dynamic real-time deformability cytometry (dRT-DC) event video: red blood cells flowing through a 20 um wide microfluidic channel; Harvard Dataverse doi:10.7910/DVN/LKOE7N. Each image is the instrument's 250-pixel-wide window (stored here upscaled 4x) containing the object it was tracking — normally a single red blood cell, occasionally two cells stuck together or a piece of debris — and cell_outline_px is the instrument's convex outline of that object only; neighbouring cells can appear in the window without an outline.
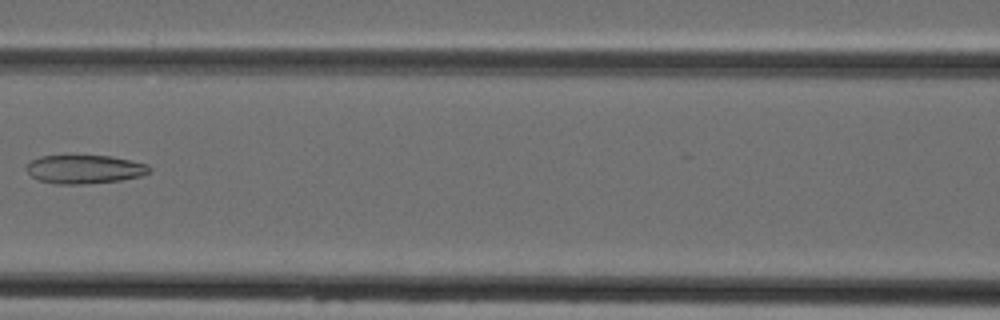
{"species": "Egyptian fruit bat (a non-hibernating species)", "species_latin": "Rousettus aegyptiacus", "temperature_condition": "cold", "stored_images_in_passage": 5, "camera_frame_rate_fps": 3000, "um_per_image_px": 0.085, "animal": {"sex": "female"}, "frame": {"image": 1, "passage_image": 4, "time_ms": 3.667, "image_size_px": [1000, 320], "cell_outline_px": [[152, 172], [140, 176], [120, 180], [84, 184], [56, 184], [40, 180], [32, 176], [24, 168], [32, 160], [40, 156], [112, 156], [148, 164], [152, 168]], "centroid_in_image_um": [7.22, 14.39], "position_along_channel_um": 159.4, "area_um2": 20.46}}
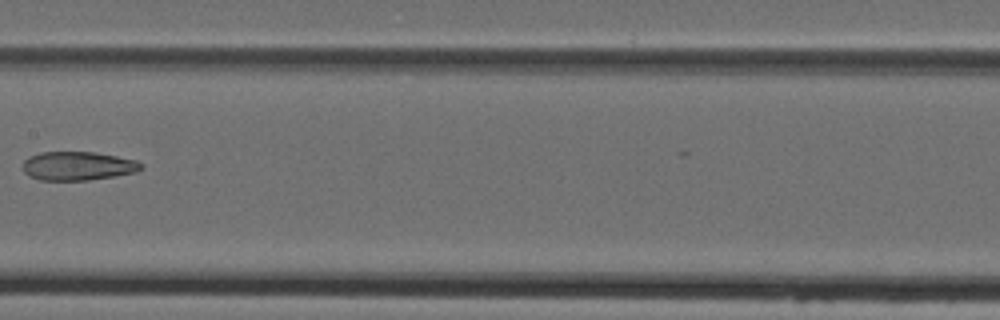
{"frame": {"image": 2, "passage_image": 5, "time_ms": 4.667, "image_size_px": [1000, 320], "cell_outline_px": [[144, 168], [136, 172], [116, 176], [88, 180], [40, 180], [28, 176], [24, 172], [24, 160], [40, 152], [96, 152], [136, 160], [144, 164]], "centroid_in_image_um": [6.66, 14.11], "position_along_channel_um": 200.7, "area_um2": 19.88}}